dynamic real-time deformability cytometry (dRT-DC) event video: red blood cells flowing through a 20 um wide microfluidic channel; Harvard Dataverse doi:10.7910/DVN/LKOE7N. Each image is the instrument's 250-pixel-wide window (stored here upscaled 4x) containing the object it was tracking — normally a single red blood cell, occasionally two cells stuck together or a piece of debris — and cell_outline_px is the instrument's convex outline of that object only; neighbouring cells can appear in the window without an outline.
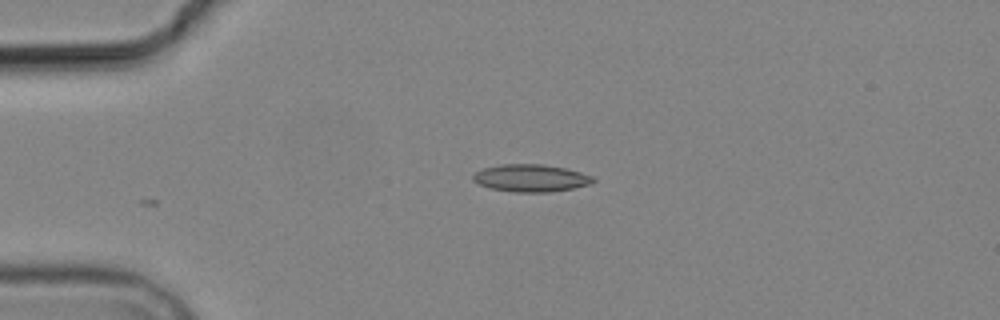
{"species": "common noctule bat (a hibernating species)", "species_latin": "Nyctalus noctula", "temperature_condition": "cold", "stored_images_in_passage": 3, "camera_frame_rate_fps": 3000, "um_per_image_px": 0.085, "animal": {"sex": "male", "body_mass_g": 19.2, "forearm_length_mm": 51.8}, "frame": {"image": 1, "passage_image": 3, "time_ms": 2.333, "image_size_px": [1000, 320], "cell_outline_px": [[596, 180], [592, 184], [572, 188], [548, 192], [512, 192], [488, 188], [472, 180], [472, 176], [476, 172], [484, 168], [500, 164], [544, 164], [564, 168], [596, 176]], "centroid_in_image_um": [45.14, 15.13], "position_along_channel_um": 39.9, "area_um2": 19.31}}